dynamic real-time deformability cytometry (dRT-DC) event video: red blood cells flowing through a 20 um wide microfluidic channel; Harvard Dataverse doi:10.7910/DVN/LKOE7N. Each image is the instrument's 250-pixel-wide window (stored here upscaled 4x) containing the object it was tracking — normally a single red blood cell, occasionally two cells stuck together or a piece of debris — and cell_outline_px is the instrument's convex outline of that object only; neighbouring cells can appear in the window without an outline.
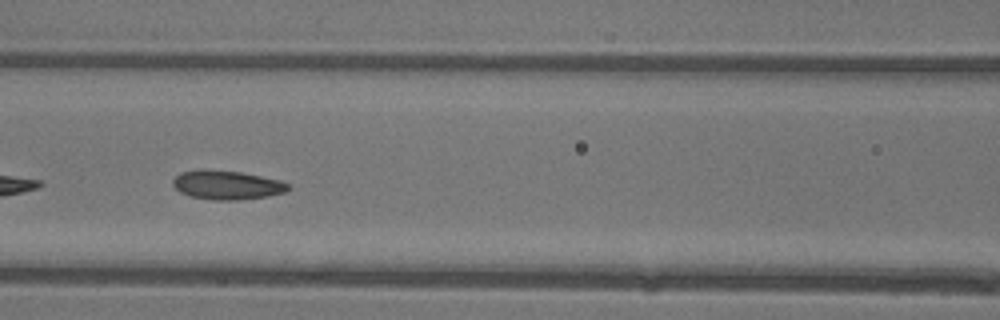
{"species": "common noctule bat (a hibernating species)", "species_latin": "Nyctalus noctula", "temperature_condition": "warm", "stored_images_in_passage": 34, "camera_frame_rate_fps": 3000, "um_per_image_px": 0.085, "animal": {"sex": "female"}, "frame": {"image": 1, "passage_image": 20, "time_ms": 6.333, "image_size_px": [1000, 320], "cell_outline_px": [[292, 188], [284, 192], [268, 196], [240, 200], [212, 200], [192, 196], [180, 192], [172, 184], [172, 180], [180, 172], [240, 172], [280, 180], [288, 184]], "centroid_in_image_um": [19.35, 15.77], "position_along_channel_um": 147.3, "area_um2": 18.73}}
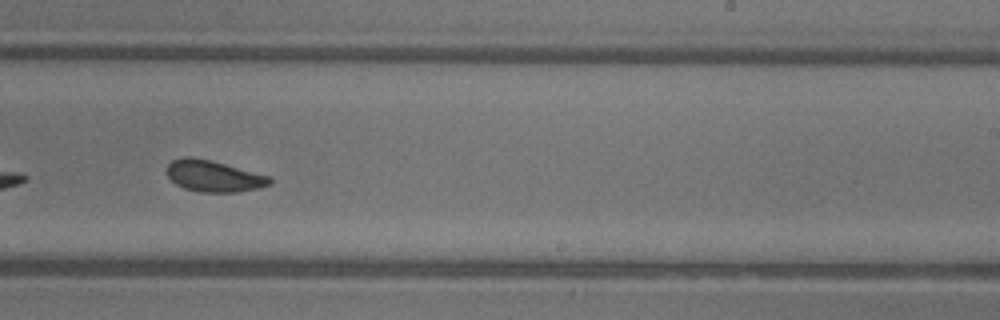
{"frame": {"image": 2, "passage_image": 29, "time_ms": 9.333, "image_size_px": [1000, 320], "cell_outline_px": [[272, 184], [260, 188], [236, 192], [200, 192], [184, 188], [176, 184], [168, 176], [168, 164], [172, 160], [184, 156], [192, 156], [212, 160], [272, 176]], "centroid_in_image_um": [18.21, 14.96], "position_along_channel_um": 270.8, "area_um2": 19.07}}